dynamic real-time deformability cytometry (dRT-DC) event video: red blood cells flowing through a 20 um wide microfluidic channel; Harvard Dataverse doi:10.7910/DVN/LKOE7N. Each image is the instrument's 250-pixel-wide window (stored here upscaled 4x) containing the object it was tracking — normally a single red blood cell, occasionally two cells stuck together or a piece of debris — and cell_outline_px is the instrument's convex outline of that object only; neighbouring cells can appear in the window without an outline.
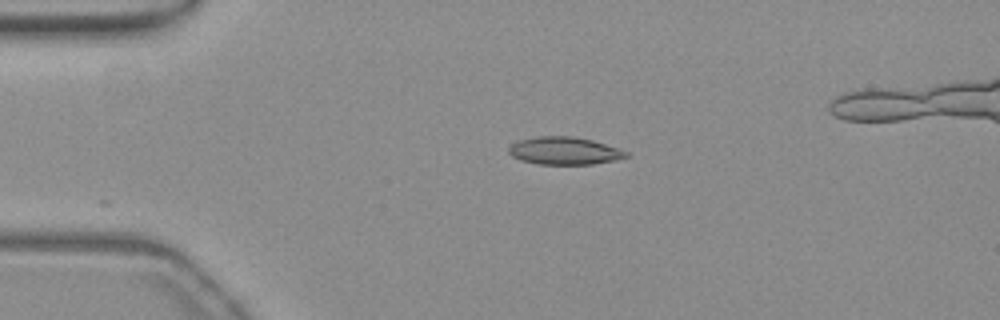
{"species": "common noctule bat (a hibernating species)", "species_latin": "Nyctalus noctula", "temperature_condition": "warm", "stored_images_in_passage": 33, "camera_frame_rate_fps": 3000, "um_per_image_px": 0.085, "animal": {"sex": "female", "body_mass_g": 19.3, "forearm_length_mm": 54.1}, "frame": {"image": 1, "passage_image": 1, "time_ms": 0.0, "image_size_px": [1000, 320], "cell_outline_px": [[628, 156], [612, 160], [592, 164], [540, 164], [520, 160], [512, 156], [508, 152], [508, 148], [516, 140], [536, 136], [572, 136], [592, 140], [620, 148], [628, 152]], "centroid_in_image_um": [47.93, 12.8], "position_along_channel_um": 37.1, "area_um2": 18.9}}
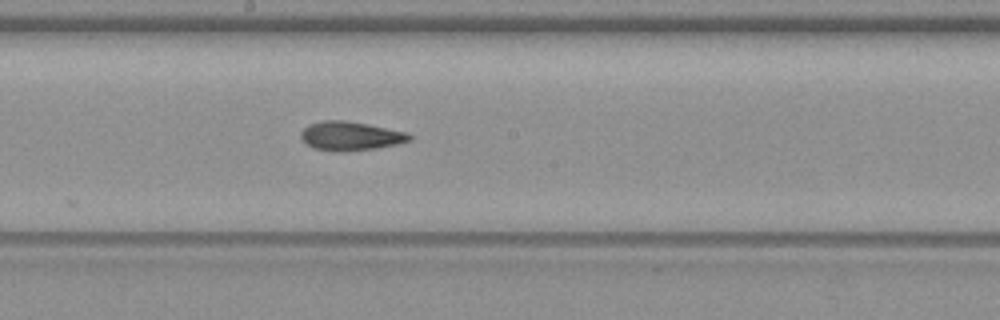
{"frame": {"image": 2, "passage_image": 18, "time_ms": 5.667, "image_size_px": [1000, 320], "cell_outline_px": [[412, 140], [400, 144], [376, 148], [344, 152], [336, 152], [312, 148], [304, 144], [300, 136], [300, 132], [308, 124], [324, 120], [344, 120], [408, 132], [412, 136]], "centroid_in_image_um": [29.77, 11.57], "position_along_channel_um": 218.4, "area_um2": 18.61}}
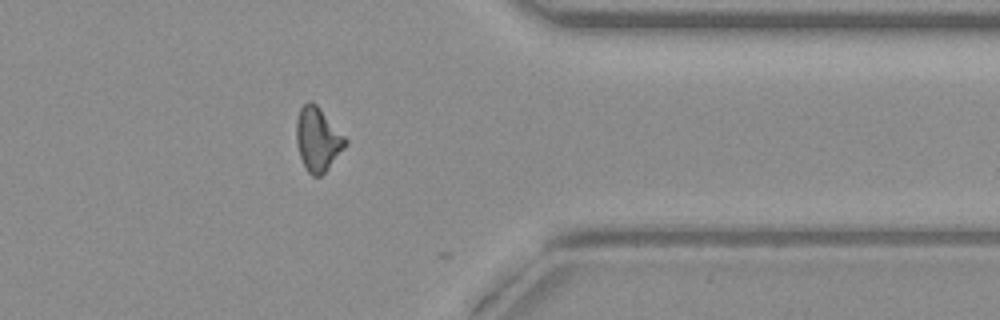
{"frame": {"image": 3, "passage_image": 32, "time_ms": 10.333, "image_size_px": [1000, 320], "cell_outline_px": [[348, 144], [328, 168], [320, 176], [312, 176], [308, 172], [300, 156], [296, 140], [296, 120], [300, 108], [308, 100], [312, 100], [320, 108], [348, 140]], "centroid_in_image_um": [27.01, 11.81], "position_along_channel_um": 384.4, "area_um2": 18.15}, "authors_computed_cell_mechanics": {"area_um2": 18.207, "velocity_mm_per_s": 3.8476, "shape_relaxation_time_tau1_ms": null, "shape_relaxation_time_tau2_ms": 7.6432, "deformation_change_tau1": null, "deformation_change_tau2": 0.1804}}